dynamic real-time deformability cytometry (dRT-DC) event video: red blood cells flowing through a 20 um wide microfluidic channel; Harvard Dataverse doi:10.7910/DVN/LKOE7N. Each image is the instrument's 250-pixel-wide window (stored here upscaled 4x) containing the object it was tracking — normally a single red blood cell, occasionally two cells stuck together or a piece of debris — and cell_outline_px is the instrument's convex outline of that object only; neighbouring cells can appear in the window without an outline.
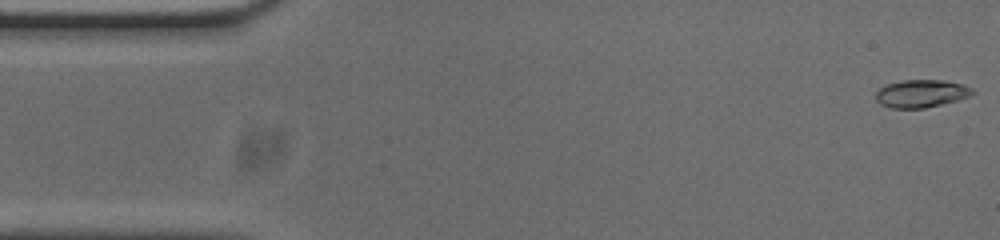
{"species": "common noctule bat (a hibernating species)", "species_latin": "Nyctalus noctula", "temperature_condition": "cold", "stored_images_in_passage": 54, "camera_frame_rate_fps": 3000, "um_per_image_px": 0.085, "animal": {"sex": "male", "body_mass_g": 20.0, "forearm_length_mm": 53.3}, "frame": {"image": 1, "passage_image": 1, "time_ms": 0.0, "image_size_px": [1000, 240], "cell_outline_px": [[976, 92], [968, 96], [956, 100], [924, 108], [892, 108], [880, 104], [876, 100], [876, 92], [880, 88], [888, 84], [900, 80], [944, 80], [964, 84], [972, 88]], "centroid_in_image_um": [78.3, 7.94], "position_along_channel_um": 6.7, "area_um2": 15.55}}
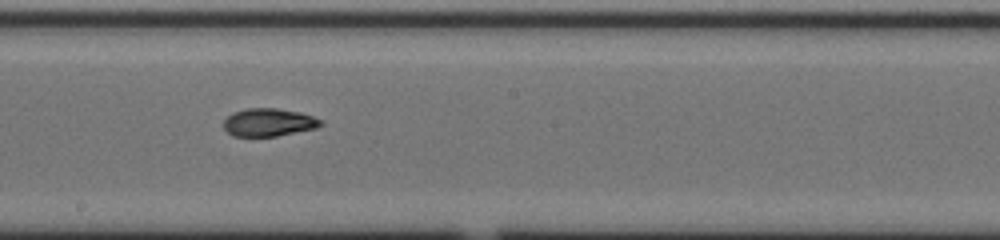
{"frame": {"image": 2, "passage_image": 28, "time_ms": 9.0, "image_size_px": [1000, 240], "cell_outline_px": [[324, 124], [316, 128], [276, 136], [232, 136], [224, 128], [224, 120], [232, 112], [248, 108], [276, 108], [300, 112], [324, 120]], "centroid_in_image_um": [22.86, 10.39], "position_along_channel_um": 225.3, "area_um2": 15.84}}
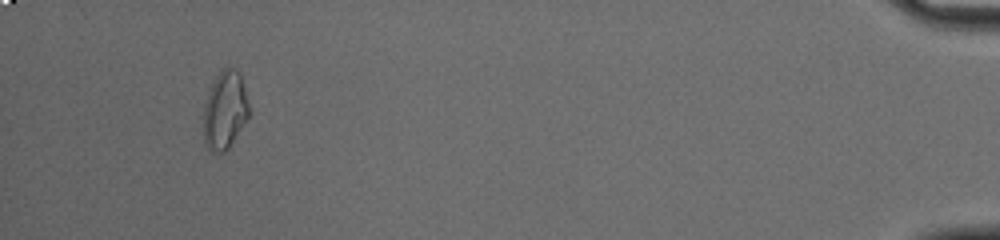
{"frame": {"image": 3, "passage_image": 50, "time_ms": 16.333, "image_size_px": [1000, 240], "cell_outline_px": [[248, 116], [228, 148], [224, 152], [216, 152], [208, 148], [204, 140], [200, 116], [208, 92], [216, 76], [224, 68], [232, 68], [240, 72], [248, 104]], "centroid_in_image_um": [19.05, 9.37], "position_along_channel_um": 416.1, "area_um2": 20.63}, "authors_computed_cell_mechanics": {"area_um2": 16.0973, "velocity_mm_per_s": 3.7329, "shape_relaxation_time_tau1_ms": null, "shape_relaxation_time_tau2_ms": 4.9965, "deformation_change_tau1": null, "deformation_change_tau2": 0.0871}}